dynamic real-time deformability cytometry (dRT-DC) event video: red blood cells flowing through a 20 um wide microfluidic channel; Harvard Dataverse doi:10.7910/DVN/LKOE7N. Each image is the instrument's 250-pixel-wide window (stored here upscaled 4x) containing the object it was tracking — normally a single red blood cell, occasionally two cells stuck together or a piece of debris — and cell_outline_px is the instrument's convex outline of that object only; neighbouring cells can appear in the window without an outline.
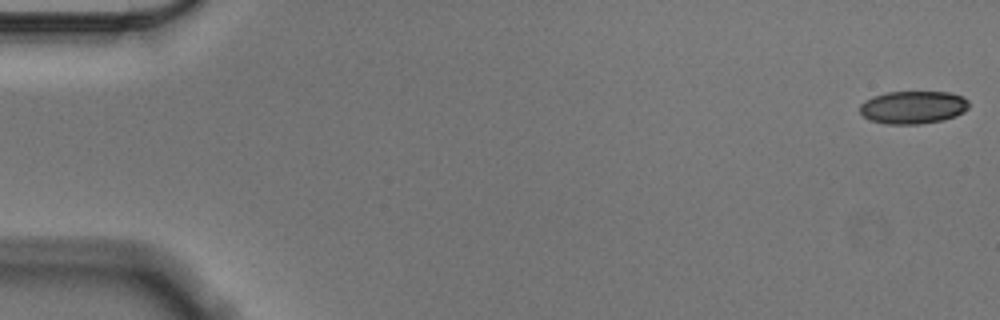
{"species": "Egyptian fruit bat (a non-hibernating species)", "species_latin": "Rousettus aegyptiacus", "temperature_condition": "cold", "stored_images_in_passage": 53, "camera_frame_rate_fps": 3000, "um_per_image_px": 0.085, "animal": {"sex": "male"}, "frame": {"image": 1, "passage_image": 1, "time_ms": 0.0, "image_size_px": [1000, 320], "cell_outline_px": [[968, 108], [964, 112], [956, 116], [944, 120], [920, 124], [884, 124], [872, 120], [864, 116], [860, 112], [860, 104], [864, 100], [872, 96], [888, 92], [948, 92], [964, 96], [968, 100]], "centroid_in_image_um": [77.62, 9.12], "position_along_channel_um": 7.4, "area_um2": 21.04}}
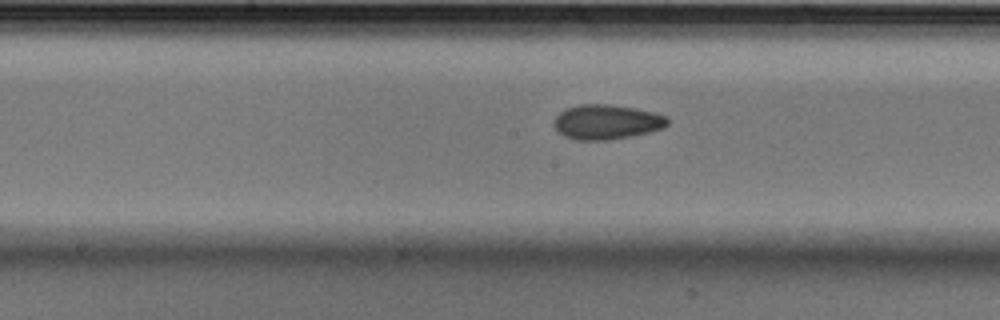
{"frame": {"image": 2, "passage_image": 29, "time_ms": 9.333, "image_size_px": [1000, 320], "cell_outline_px": [[668, 124], [664, 128], [632, 136], [608, 140], [576, 140], [564, 136], [552, 124], [556, 116], [560, 112], [568, 108], [580, 104], [612, 104], [636, 108], [668, 116]], "centroid_in_image_um": [51.58, 10.36], "position_along_channel_um": 196.6, "area_um2": 23.06}}
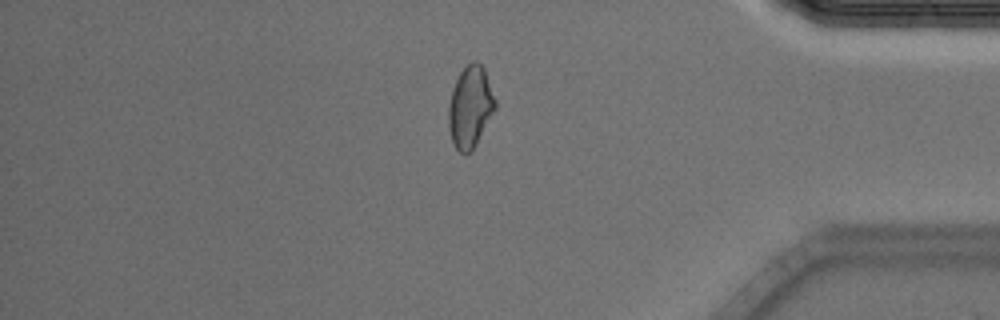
{"frame": {"image": 3, "passage_image": 48, "time_ms": 15.667, "image_size_px": [1000, 320], "cell_outline_px": [[496, 108], [476, 144], [468, 152], [460, 152], [456, 148], [452, 140], [448, 124], [448, 104], [452, 88], [460, 72], [472, 60], [476, 60], [484, 68], [496, 100]], "centroid_in_image_um": [39.97, 9.05], "position_along_channel_um": 395.2, "area_um2": 22.02}}